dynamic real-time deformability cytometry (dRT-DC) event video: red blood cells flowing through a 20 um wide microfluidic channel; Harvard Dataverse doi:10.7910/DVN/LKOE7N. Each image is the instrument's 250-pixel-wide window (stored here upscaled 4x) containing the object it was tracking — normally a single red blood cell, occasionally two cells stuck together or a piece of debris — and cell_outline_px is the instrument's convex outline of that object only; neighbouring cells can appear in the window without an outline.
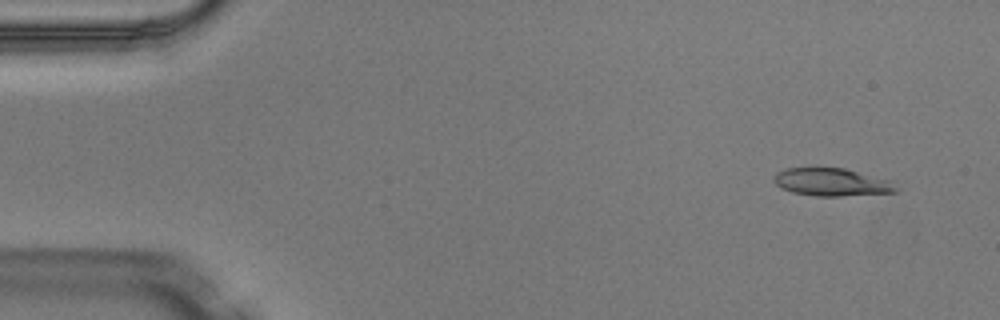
{"species": "Egyptian fruit bat (a non-hibernating species)", "species_latin": "Rousettus aegyptiacus", "temperature_condition": "warm", "stored_images_in_passage": 4, "camera_frame_rate_fps": 3000, "um_per_image_px": 0.085, "animal": {"sex": "male"}, "frame": {"image": 1, "passage_image": 1, "time_ms": 0.0, "image_size_px": [1000, 320], "cell_outline_px": [[900, 188], [896, 192], [840, 196], [816, 196], [792, 192], [780, 188], [772, 180], [772, 176], [776, 172], [788, 168], [844, 168], [892, 180]], "centroid_in_image_um": [70.71, 15.48], "position_along_channel_um": 14.3, "area_um2": 20.0}}
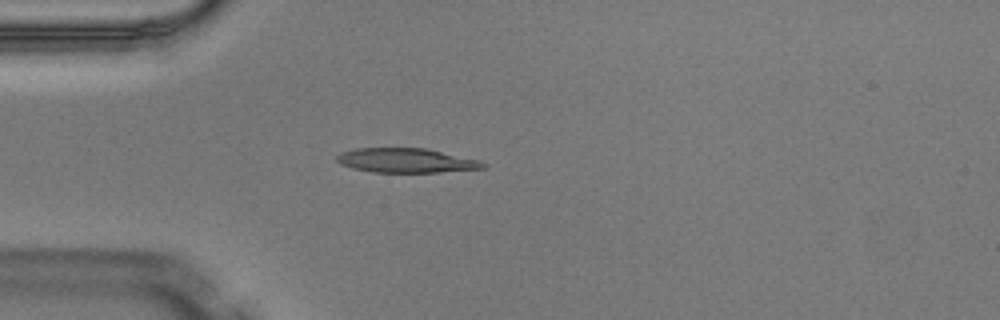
{"frame": {"image": 2, "passage_image": 4, "time_ms": 1.0, "image_size_px": [1000, 320], "cell_outline_px": [[488, 168], [440, 172], [372, 172], [352, 168], [340, 164], [336, 160], [336, 156], [340, 152], [356, 148], [424, 148], [480, 160], [488, 164]], "centroid_in_image_um": [34.53, 13.64], "position_along_channel_um": 50.5, "area_um2": 20.92}}